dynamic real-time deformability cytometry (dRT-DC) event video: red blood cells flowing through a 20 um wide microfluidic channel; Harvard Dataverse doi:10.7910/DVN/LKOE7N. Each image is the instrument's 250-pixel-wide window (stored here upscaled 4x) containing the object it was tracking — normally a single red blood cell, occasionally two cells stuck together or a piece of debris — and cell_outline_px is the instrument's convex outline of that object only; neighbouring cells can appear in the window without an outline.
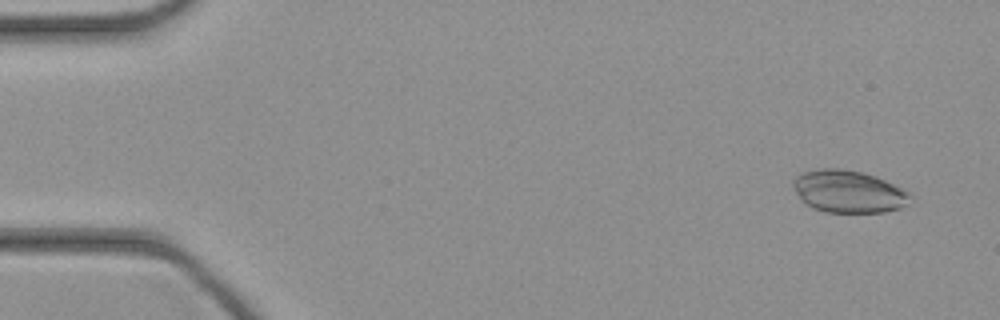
{"species": "common noctule bat (a hibernating species)", "species_latin": "Nyctalus noctula", "temperature_condition": "cold", "stored_images_in_passage": 46, "camera_frame_rate_fps": 3000, "um_per_image_px": 0.085, "animal": {"sex": "female", "body_mass_g": 21.9}, "frame": {"image": 1, "passage_image": 3, "time_ms": 0.667, "image_size_px": [1000, 320], "cell_outline_px": [[912, 196], [908, 204], [900, 208], [884, 212], [824, 212], [812, 208], [804, 204], [800, 200], [792, 184], [792, 180], [800, 172], [820, 168], [840, 168], [860, 172], [876, 176], [908, 192]], "centroid_in_image_um": [72.07, 16.28], "position_along_channel_um": 12.9, "area_um2": 29.07}}
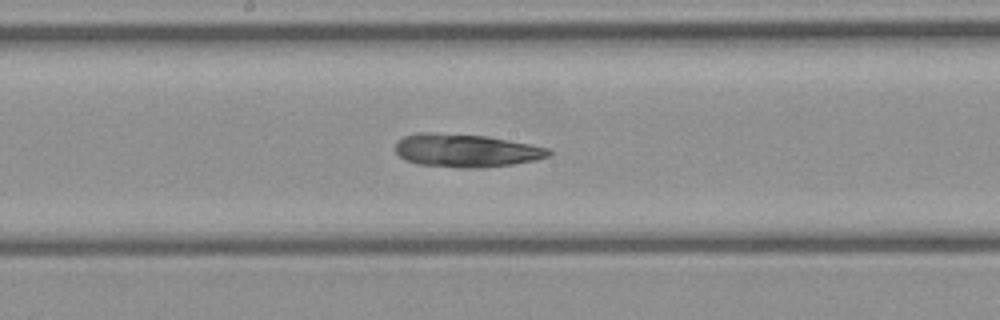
{"frame": {"image": 2, "passage_image": 24, "time_ms": 7.667, "image_size_px": [1000, 320], "cell_outline_px": [[552, 152], [548, 156], [536, 160], [512, 164], [480, 168], [460, 168], [416, 164], [404, 160], [396, 152], [396, 140], [404, 136], [416, 132], [436, 132], [488, 136], [532, 144], [548, 148]], "centroid_in_image_um": [39.58, 12.79], "position_along_channel_um": 208.6, "area_um2": 30.0}}
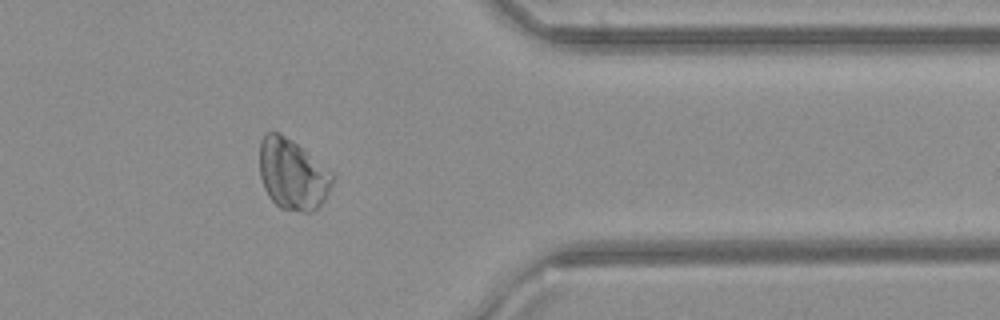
{"frame": {"image": 3, "passage_image": 37, "time_ms": 12.0, "image_size_px": [1000, 320], "cell_outline_px": [[336, 176], [324, 200], [312, 212], [300, 212], [280, 208], [268, 196], [264, 188], [260, 176], [260, 140], [264, 132], [280, 132], [292, 140], [332, 172]], "centroid_in_image_um": [24.85, 14.81], "position_along_channel_um": 386.5, "area_um2": 30.11}}